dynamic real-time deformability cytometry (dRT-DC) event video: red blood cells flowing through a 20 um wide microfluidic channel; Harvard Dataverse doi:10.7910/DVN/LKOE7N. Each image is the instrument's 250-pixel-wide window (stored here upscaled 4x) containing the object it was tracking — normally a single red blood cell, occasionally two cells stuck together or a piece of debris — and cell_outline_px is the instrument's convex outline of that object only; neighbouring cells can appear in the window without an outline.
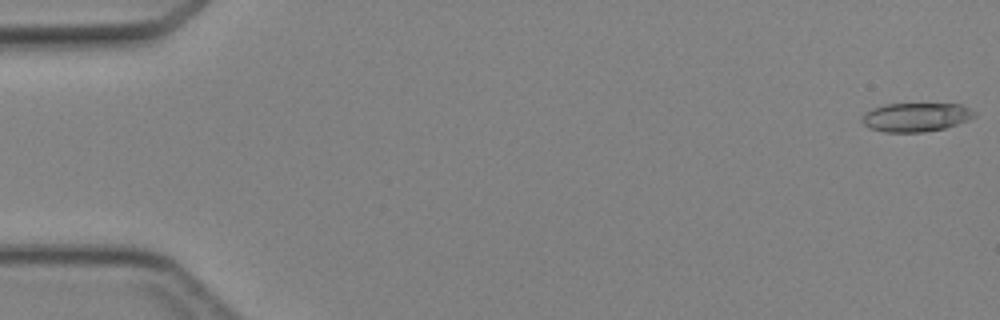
{"species": "Egyptian fruit bat (a non-hibernating species)", "species_latin": "Rousettus aegyptiacus", "temperature_condition": "cold", "stored_images_in_passage": 6, "camera_frame_rate_fps": 3000, "um_per_image_px": 0.085, "animal": {"sex": "female"}, "frame": {"image": 1, "passage_image": 1, "time_ms": 0.0, "image_size_px": [1000, 320], "cell_outline_px": [[976, 116], [968, 120], [944, 128], [924, 132], [884, 132], [868, 128], [860, 120], [872, 108], [884, 104], [960, 104], [976, 112]], "centroid_in_image_um": [77.85, 9.96], "position_along_channel_um": 7.2, "area_um2": 18.79}}
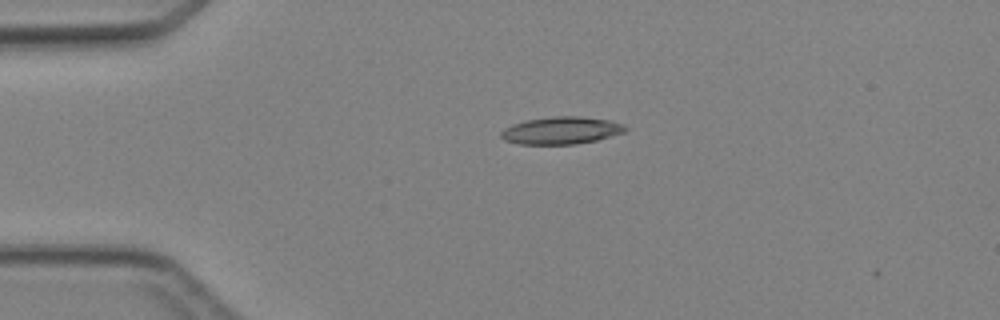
{"frame": {"image": 2, "passage_image": 4, "time_ms": 3.333, "image_size_px": [1000, 320], "cell_outline_px": [[628, 128], [624, 132], [596, 140], [576, 144], [520, 144], [504, 140], [500, 136], [500, 132], [504, 128], [512, 124], [528, 120], [556, 116], [580, 116], [612, 120], [624, 124]], "centroid_in_image_um": [47.72, 11.08], "position_along_channel_um": 37.3, "area_um2": 19.83}}
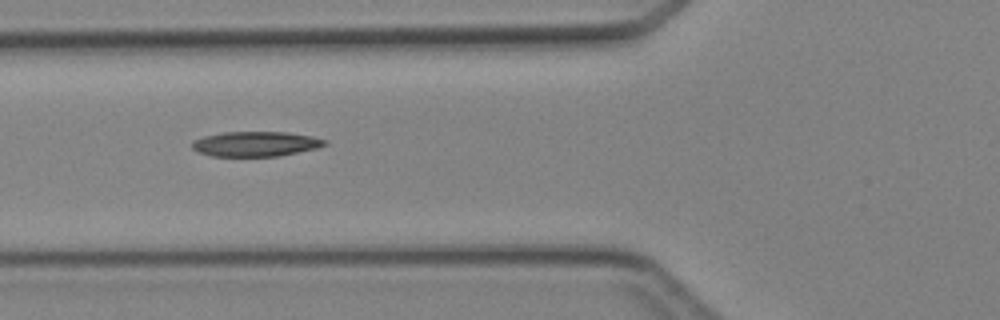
{"frame": {"image": 3, "passage_image": 6, "time_ms": 5.667, "image_size_px": [1000, 320], "cell_outline_px": [[328, 144], [316, 148], [280, 156], [212, 156], [196, 152], [192, 148], [192, 140], [204, 136], [224, 132], [288, 132], [312, 136], [328, 140]], "centroid_in_image_um": [21.73, 12.23], "position_along_channel_um": 104.1, "area_um2": 19.42}}